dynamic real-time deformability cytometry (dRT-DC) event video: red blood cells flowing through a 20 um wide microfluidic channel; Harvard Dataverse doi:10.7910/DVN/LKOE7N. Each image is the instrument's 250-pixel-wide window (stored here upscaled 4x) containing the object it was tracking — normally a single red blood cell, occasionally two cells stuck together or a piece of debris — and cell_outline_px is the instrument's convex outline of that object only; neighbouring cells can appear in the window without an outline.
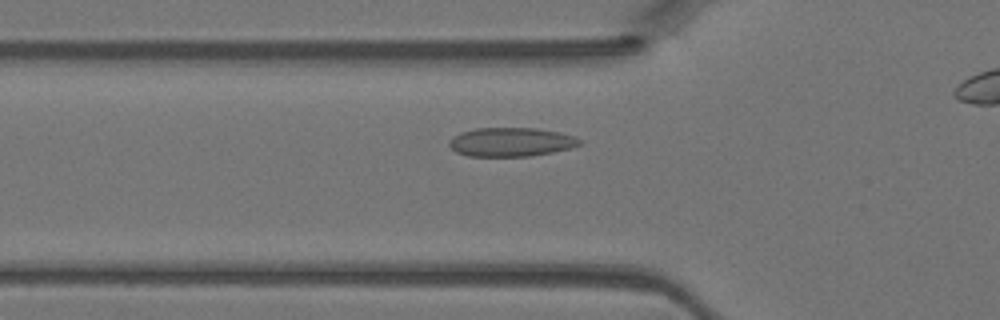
{"species": "Egyptian fruit bat (a non-hibernating species)", "species_latin": "Rousettus aegyptiacus", "temperature_condition": "warm", "stored_images_in_passage": 25, "camera_frame_rate_fps": 3000, "um_per_image_px": 0.085, "animal": {"sex": "female"}, "frame": {"image": 1, "passage_image": 3, "time_ms": 0.667, "image_size_px": [1000, 320], "cell_outline_px": [[580, 144], [568, 148], [552, 152], [528, 156], [468, 156], [456, 152], [448, 144], [448, 140], [452, 136], [460, 132], [476, 128], [536, 128], [560, 132], [572, 136], [580, 140]], "centroid_in_image_um": [43.37, 12.06], "position_along_channel_um": 82.4, "area_um2": 21.85}}
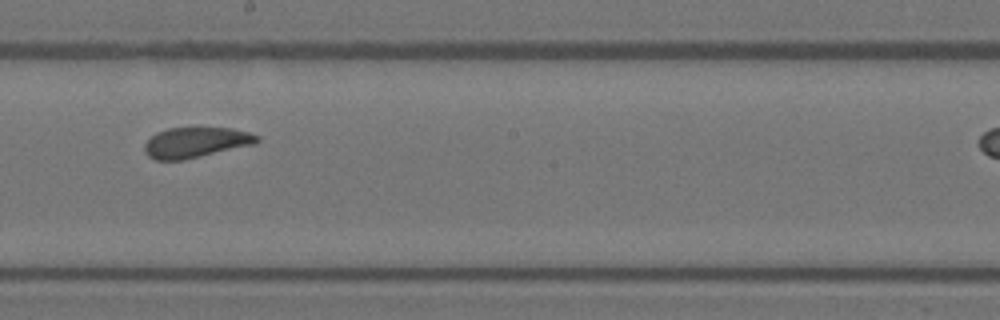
{"frame": {"image": 2, "passage_image": 13, "time_ms": 4.0, "image_size_px": [1000, 320], "cell_outline_px": [[260, 140], [256, 144], [184, 160], [156, 160], [148, 156], [144, 152], [144, 144], [156, 132], [168, 128], [232, 128], [248, 132], [260, 136]], "centroid_in_image_um": [16.65, 12.11], "position_along_channel_um": 231.5, "area_um2": 20.06}}
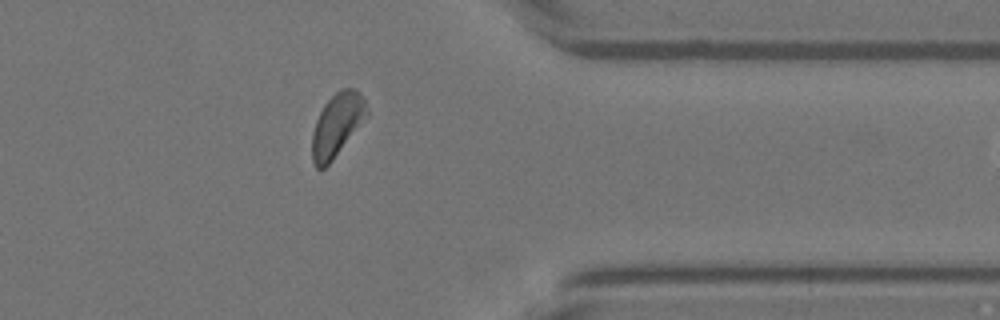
{"frame": {"image": 3, "passage_image": 24, "time_ms": 7.667, "image_size_px": [1000, 320], "cell_outline_px": [[368, 116], [332, 160], [324, 168], [316, 168], [312, 160], [312, 132], [316, 120], [324, 104], [340, 88], [356, 88], [360, 92], [364, 100], [368, 112]], "centroid_in_image_um": [28.65, 10.59], "position_along_channel_um": 382.8, "area_um2": 20.0}}